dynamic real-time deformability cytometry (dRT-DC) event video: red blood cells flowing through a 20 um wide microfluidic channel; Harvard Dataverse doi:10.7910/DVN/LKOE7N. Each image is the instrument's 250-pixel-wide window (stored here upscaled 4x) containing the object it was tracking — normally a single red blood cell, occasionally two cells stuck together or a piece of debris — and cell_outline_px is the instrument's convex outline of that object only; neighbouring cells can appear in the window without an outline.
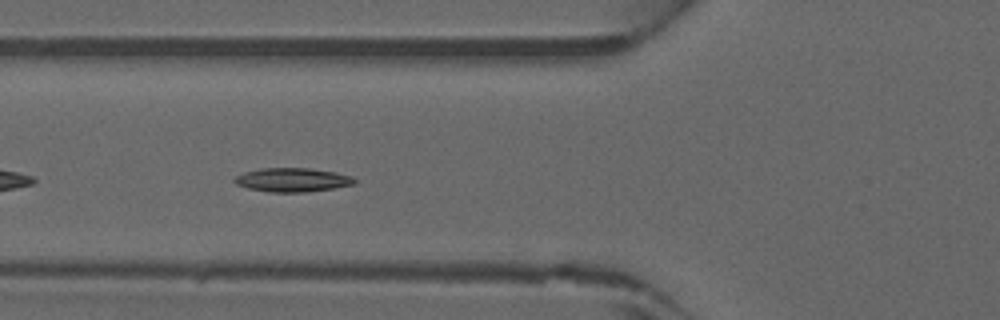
{"species": "common noctule bat (a hibernating species)", "species_latin": "Nyctalus noctula", "temperature_condition": "warm", "stored_images_in_passage": 36, "camera_frame_rate_fps": 3000, "um_per_image_px": 0.085, "animal": {"sex": "male", "forearm_length_mm": 52.5}, "frame": {"image": 1, "passage_image": 16, "time_ms": 5.0, "image_size_px": [1000, 320], "cell_outline_px": [[356, 184], [332, 188], [304, 192], [268, 192], [248, 188], [236, 184], [232, 180], [236, 176], [244, 172], [260, 168], [308, 168], [336, 172], [352, 176], [356, 180]], "centroid_in_image_um": [24.85, 15.28], "position_along_channel_um": 101.0, "area_um2": 16.7}}